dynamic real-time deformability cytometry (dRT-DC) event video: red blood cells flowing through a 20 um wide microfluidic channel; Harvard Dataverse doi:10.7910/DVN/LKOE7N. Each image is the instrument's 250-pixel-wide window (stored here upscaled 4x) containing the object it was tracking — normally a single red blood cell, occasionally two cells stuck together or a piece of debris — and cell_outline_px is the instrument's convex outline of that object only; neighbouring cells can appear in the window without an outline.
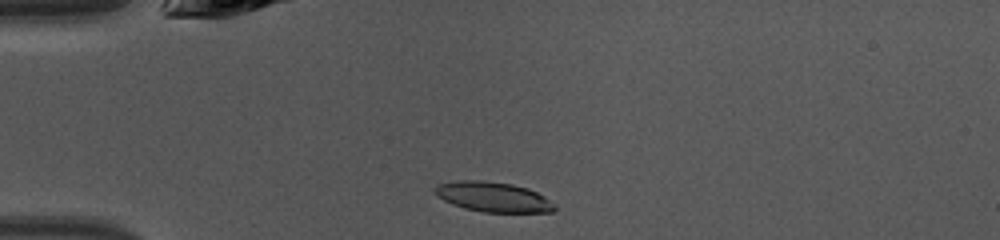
{"species": "common noctule bat (a hibernating species)", "species_latin": "Nyctalus noctula", "temperature_condition": "warm", "stored_images_in_passage": 36, "camera_frame_rate_fps": 3000, "um_per_image_px": 0.085, "animal": {"sex": "female", "body_mass_g": 10.0, "forearm_length_mm": 53.1}, "frame": {"image": 1, "passage_image": 2, "time_ms": 0.333, "image_size_px": [1000, 240], "cell_outline_px": [[556, 208], [552, 212], [484, 212], [464, 208], [452, 204], [436, 196], [432, 188], [440, 184], [456, 180], [480, 180], [512, 184], [528, 188], [544, 196], [556, 204]], "centroid_in_image_um": [41.91, 16.74], "position_along_channel_um": 43.1, "area_um2": 20.98}}
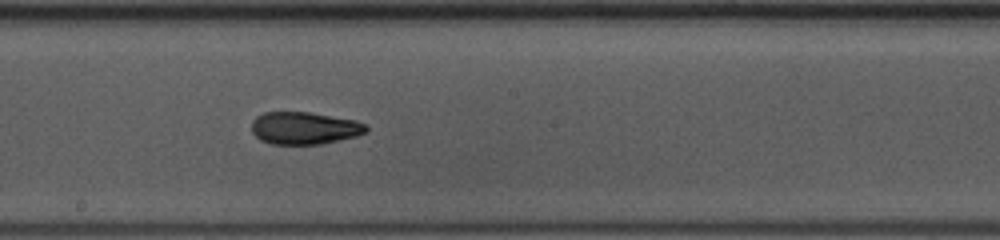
{"frame": {"image": 2, "passage_image": 16, "time_ms": 5.0, "image_size_px": [1000, 240], "cell_outline_px": [[368, 132], [356, 136], [324, 144], [272, 144], [260, 140], [252, 132], [252, 120], [256, 116], [264, 112], [308, 112], [356, 120], [364, 124], [368, 128]], "centroid_in_image_um": [25.87, 10.89], "position_along_channel_um": 222.3, "area_um2": 21.73}}
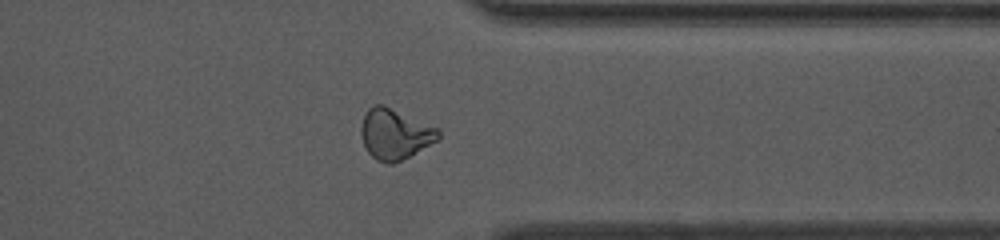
{"frame": {"image": 3, "passage_image": 27, "time_ms": 8.667, "image_size_px": [1000, 240], "cell_outline_px": [[440, 136], [436, 140], [408, 156], [392, 164], [384, 164], [376, 160], [368, 152], [364, 144], [360, 132], [360, 128], [364, 116], [368, 108], [376, 104], [384, 104], [440, 128]], "centroid_in_image_um": [33.55, 11.37], "position_along_channel_um": 377.9, "area_um2": 22.72}, "authors_computed_cell_mechanics": {"area_um2": 21.8484, "velocity_mm_per_s": 4.3152, "shape_relaxation_time_tau1_ms": 6.3344, "shape_relaxation_time_tau2_ms": 1.622, "deformation_change_tau1": 0.2019, "deformation_change_tau2": 0.0838}}